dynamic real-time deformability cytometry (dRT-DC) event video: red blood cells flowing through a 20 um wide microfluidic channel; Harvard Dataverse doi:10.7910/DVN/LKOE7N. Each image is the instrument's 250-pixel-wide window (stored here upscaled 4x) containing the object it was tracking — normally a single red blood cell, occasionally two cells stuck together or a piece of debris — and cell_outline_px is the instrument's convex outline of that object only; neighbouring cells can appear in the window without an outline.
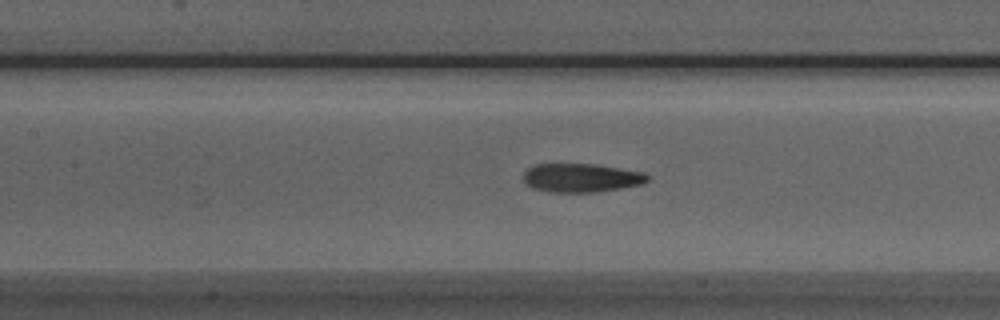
{"species": "Egyptian fruit bat (a non-hibernating species)", "species_latin": "Rousettus aegyptiacus", "temperature_condition": "room temperature", "stored_images_in_passage": 40, "camera_frame_rate_fps": 3000, "um_per_image_px": 0.085, "animal": {"sex": "male"}, "frame": {"image": 1, "passage_image": 22, "time_ms": 7.0, "image_size_px": [1000, 320], "cell_outline_px": [[648, 180], [640, 184], [620, 188], [592, 192], [548, 192], [532, 188], [524, 180], [524, 172], [528, 168], [536, 164], [596, 164], [644, 172], [648, 176]], "centroid_in_image_um": [49.38, 15.11], "position_along_channel_um": 158.0, "area_um2": 20.58}}
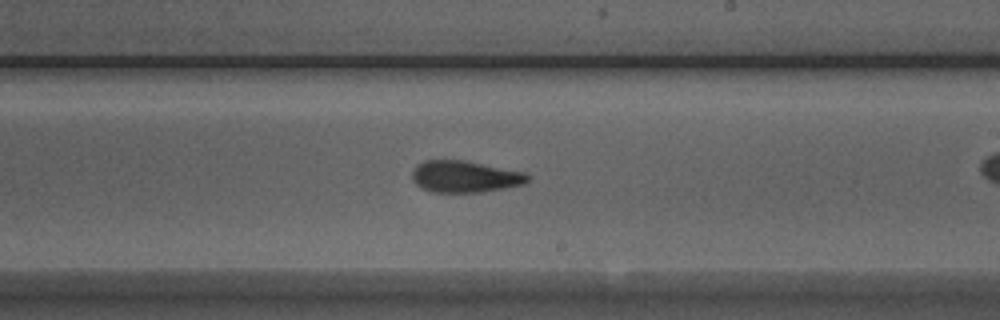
{"frame": {"image": 2, "passage_image": 29, "time_ms": 9.333, "image_size_px": [1000, 320], "cell_outline_px": [[528, 180], [524, 184], [504, 188], [480, 192], [432, 192], [416, 184], [412, 180], [412, 172], [416, 164], [424, 160], [464, 160], [524, 172], [528, 176]], "centroid_in_image_um": [39.48, 15.0], "position_along_channel_um": 249.5, "area_um2": 21.21}}
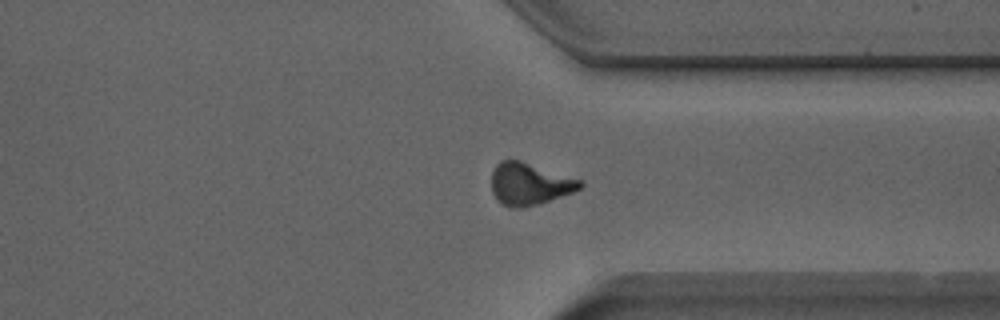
{"frame": {"image": 3, "passage_image": 38, "time_ms": 12.333, "image_size_px": [1000, 320], "cell_outline_px": [[584, 184], [580, 188], [572, 192], [524, 208], [512, 208], [504, 204], [492, 192], [492, 172], [496, 164], [500, 160], [520, 160], [580, 180]], "centroid_in_image_um": [44.97, 15.62], "position_along_channel_um": 366.4, "area_um2": 21.21}}